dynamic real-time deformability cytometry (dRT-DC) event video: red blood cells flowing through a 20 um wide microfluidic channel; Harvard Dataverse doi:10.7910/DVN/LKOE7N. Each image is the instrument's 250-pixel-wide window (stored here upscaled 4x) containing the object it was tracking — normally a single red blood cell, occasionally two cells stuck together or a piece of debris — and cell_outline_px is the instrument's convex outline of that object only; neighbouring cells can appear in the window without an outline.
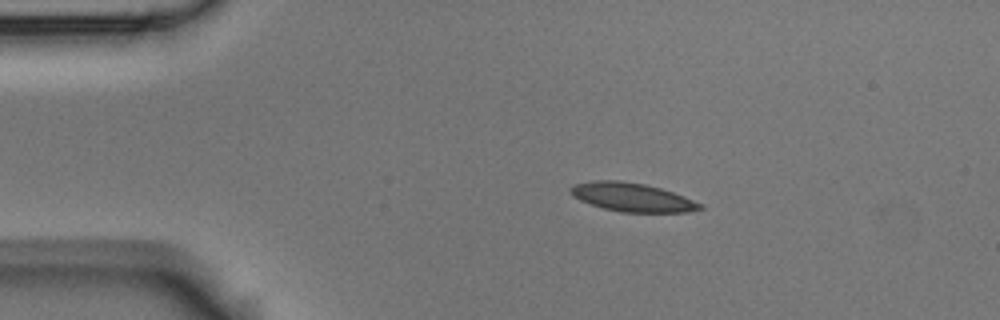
{"species": "Egyptian fruit bat (a non-hibernating species)", "species_latin": "Rousettus aegyptiacus", "temperature_condition": "room temperature", "stored_images_in_passage": 4, "camera_frame_rate_fps": 3000, "um_per_image_px": 0.085, "animal": {"sex": "male"}, "frame": {"image": 1, "passage_image": 2, "time_ms": 0.333, "image_size_px": [1000, 320], "cell_outline_px": [[704, 208], [688, 212], [620, 212], [604, 208], [580, 200], [572, 196], [568, 192], [568, 188], [576, 184], [596, 180], [620, 180], [644, 184], [660, 188], [672, 192], [704, 204]], "centroid_in_image_um": [53.72, 16.76], "position_along_channel_um": 31.3, "area_um2": 21.56}}
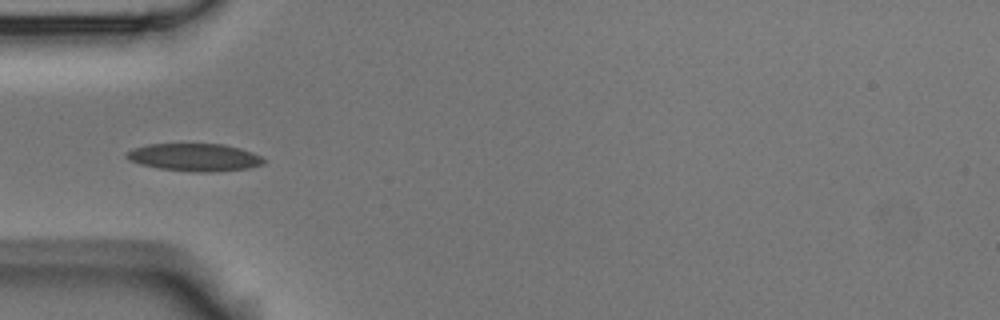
{"frame": {"image": 2, "passage_image": 4, "time_ms": 1.0, "image_size_px": [1000, 320], "cell_outline_px": [[268, 160], [264, 164], [248, 168], [208, 172], [192, 172], [160, 168], [140, 164], [128, 160], [124, 156], [132, 148], [148, 144], [224, 144], [240, 148], [252, 152]], "centroid_in_image_um": [16.55, 13.37], "position_along_channel_um": 68.5, "area_um2": 22.14}}